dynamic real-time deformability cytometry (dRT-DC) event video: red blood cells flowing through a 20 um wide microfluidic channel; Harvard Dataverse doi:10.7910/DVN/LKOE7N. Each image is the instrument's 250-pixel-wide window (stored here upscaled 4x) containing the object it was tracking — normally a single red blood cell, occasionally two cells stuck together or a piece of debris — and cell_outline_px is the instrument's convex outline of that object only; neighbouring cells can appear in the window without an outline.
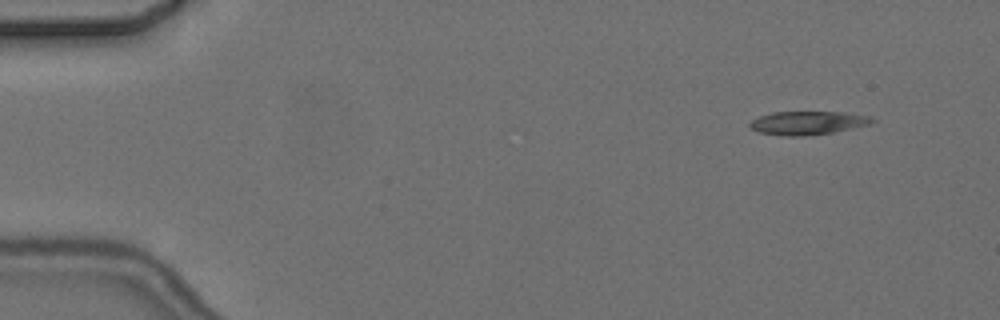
{"species": "common noctule bat (a hibernating species)", "species_latin": "Nyctalus noctula", "temperature_condition": "cold", "stored_images_in_passage": 2, "camera_frame_rate_fps": 3000, "um_per_image_px": 0.085, "animal": {"sex": "female", "body_mass_g": 24.6, "forearm_length_mm": 56.2}, "frame": {"image": 1, "passage_image": 1, "time_ms": 0.0, "image_size_px": [1000, 320], "cell_outline_px": [[876, 120], [868, 124], [832, 132], [804, 136], [784, 136], [760, 132], [752, 128], [748, 124], [752, 120], [760, 116], [772, 112], [840, 112], [868, 116]], "centroid_in_image_um": [68.61, 10.44], "position_along_channel_um": 16.4, "area_um2": 16.36}}